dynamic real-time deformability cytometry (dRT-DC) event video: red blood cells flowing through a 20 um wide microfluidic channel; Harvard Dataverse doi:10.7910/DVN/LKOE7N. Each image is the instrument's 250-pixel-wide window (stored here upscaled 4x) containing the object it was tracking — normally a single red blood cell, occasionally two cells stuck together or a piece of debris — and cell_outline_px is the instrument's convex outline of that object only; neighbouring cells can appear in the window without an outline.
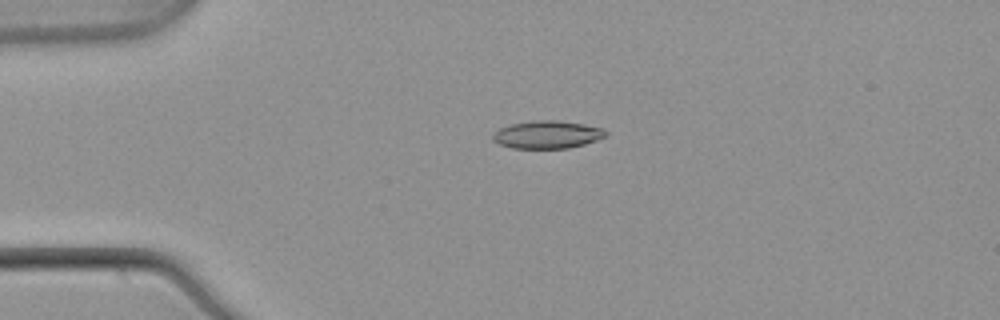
{"species": "common noctule bat (a hibernating species)", "species_latin": "Nyctalus noctula", "temperature_condition": "warm", "stored_images_in_passage": 41, "camera_frame_rate_fps": 3000, "um_per_image_px": 0.085, "animal": {"sex": "male", "body_mass_g": 21.5, "forearm_length_mm": 52.0}, "frame": {"image": 1, "passage_image": 1, "time_ms": 0.0, "image_size_px": [1000, 320], "cell_outline_px": [[608, 136], [584, 144], [568, 148], [512, 148], [500, 144], [492, 140], [492, 136], [500, 128], [512, 124], [536, 120], [556, 120], [584, 124], [604, 128], [608, 132]], "centroid_in_image_um": [46.56, 11.44], "position_along_channel_um": 38.4, "area_um2": 18.21}}
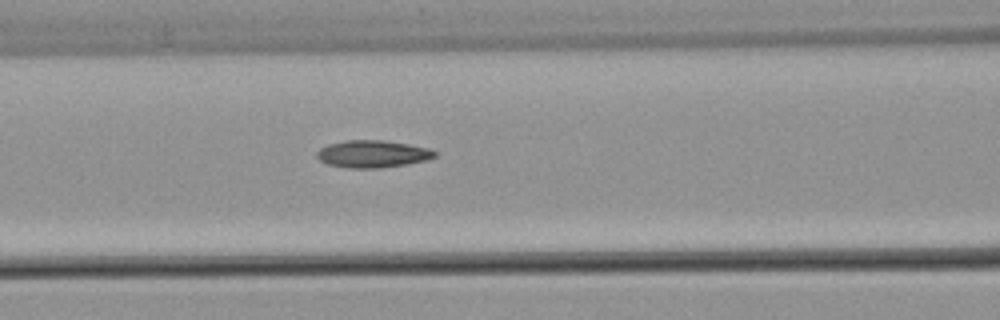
{"frame": {"image": 2, "passage_image": 11, "time_ms": 3.333, "image_size_px": [1000, 320], "cell_outline_px": [[436, 156], [428, 160], [380, 168], [348, 168], [328, 164], [320, 160], [316, 156], [316, 152], [320, 148], [328, 144], [344, 140], [384, 140], [408, 144], [428, 148], [436, 152]], "centroid_in_image_um": [31.65, 13.08], "position_along_channel_um": 135.0, "area_um2": 18.73}}
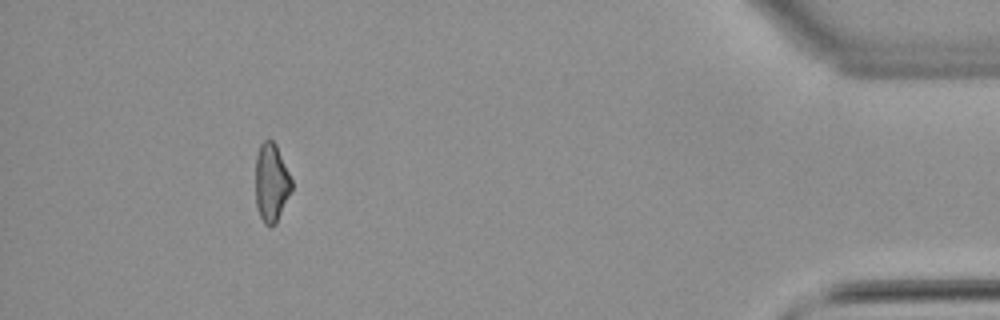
{"frame": {"image": 3, "passage_image": 37, "time_ms": 12.0, "image_size_px": [1000, 320], "cell_outline_px": [[292, 188], [276, 224], [264, 224], [260, 216], [256, 204], [256, 156], [260, 144], [264, 140], [272, 140], [276, 144], [292, 180]], "centroid_in_image_um": [23.06, 15.51], "position_along_channel_um": 412.1, "area_um2": 16.3}, "authors_computed_cell_mechanics": {"area_um2": 17.918, "velocity_mm_per_s": 3.906, "shape_relaxation_time_tau1_ms": null, "shape_relaxation_time_tau2_ms": 6.01, "deformation_change_tau1": null, "deformation_change_tau2": 0.1562}}